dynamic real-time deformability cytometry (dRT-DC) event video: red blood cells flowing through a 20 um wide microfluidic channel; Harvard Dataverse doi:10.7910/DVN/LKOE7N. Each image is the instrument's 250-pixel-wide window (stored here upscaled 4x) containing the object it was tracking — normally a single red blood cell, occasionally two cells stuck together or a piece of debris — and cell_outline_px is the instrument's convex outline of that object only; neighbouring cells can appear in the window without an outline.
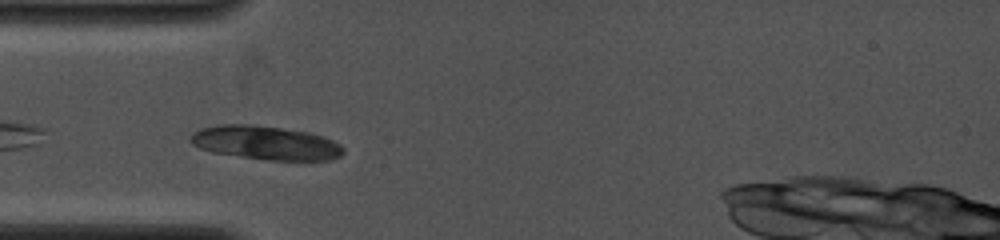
{"species": "common noctule bat (a hibernating species)", "species_latin": "Nyctalus noctula", "temperature_condition": "cold", "stored_images_in_passage": 7, "camera_frame_rate_fps": 4000, "um_per_image_px": 0.085, "animal": {"sex": "female", "body_mass_g": 19.0, "forearm_length_mm": 53.3}, "frame": {"image": 1, "passage_image": 2, "time_ms": 0.5, "image_size_px": [1000, 240], "cell_outline_px": [[344, 152], [340, 156], [328, 160], [272, 160], [240, 156], [212, 152], [200, 148], [192, 144], [188, 140], [192, 132], [200, 128], [220, 124], [248, 124], [280, 128], [308, 132], [324, 136], [340, 144], [344, 148]], "centroid_in_image_um": [22.56, 12.13], "position_along_channel_um": 62.4, "area_um2": 30.06}}